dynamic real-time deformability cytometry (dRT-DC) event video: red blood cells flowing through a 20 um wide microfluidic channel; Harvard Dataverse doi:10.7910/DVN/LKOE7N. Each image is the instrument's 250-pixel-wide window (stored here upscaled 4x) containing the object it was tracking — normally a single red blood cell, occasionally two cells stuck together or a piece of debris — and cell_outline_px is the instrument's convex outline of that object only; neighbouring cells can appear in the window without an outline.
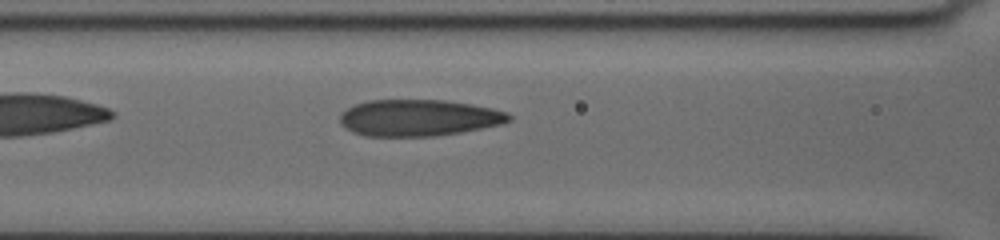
{"species": "human", "species_latin": "Homo sapiens", "temperature_condition": "cold", "stored_images_in_passage": 13, "camera_frame_rate_fps": 3000, "um_per_image_px": 0.085, "donor": {"sex": "female"}, "frame": {"image": 1, "passage_image": 5, "time_ms": 3.0, "image_size_px": [1000, 240], "cell_outline_px": [[512, 120], [500, 124], [460, 132], [432, 136], [364, 136], [352, 132], [344, 128], [340, 124], [340, 112], [356, 104], [368, 100], [444, 100], [472, 104], [492, 108], [508, 112], [512, 116]], "centroid_in_image_um": [35.56, 10.01], "position_along_channel_um": 131.0, "area_um2": 36.07}}
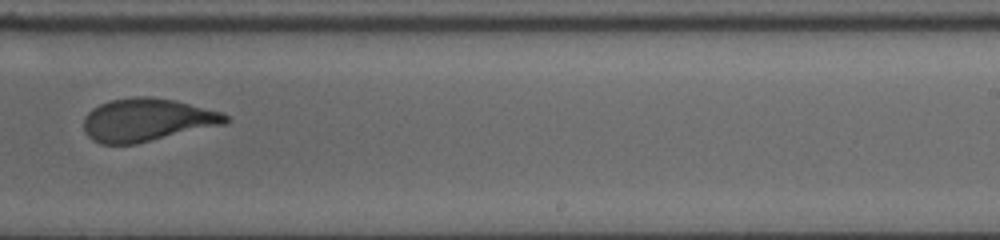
{"frame": {"image": 2, "passage_image": 10, "time_ms": 7.0, "image_size_px": [1000, 240], "cell_outline_px": [[228, 120], [224, 124], [136, 144], [100, 144], [92, 140], [84, 132], [84, 116], [92, 108], [100, 104], [112, 100], [136, 96], [148, 96], [172, 100], [224, 112], [228, 116]], "centroid_in_image_um": [12.46, 10.2], "position_along_channel_um": 276.5, "area_um2": 35.37}}
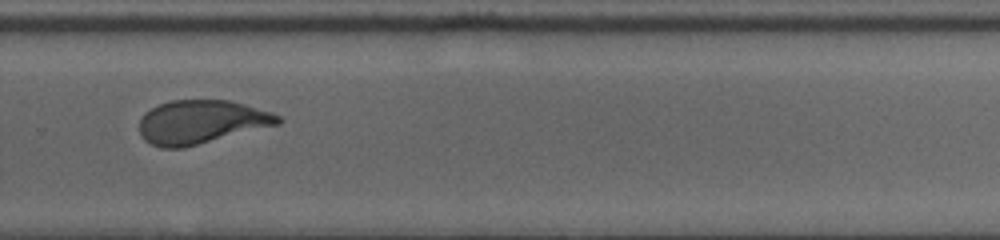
{"frame": {"image": 3, "passage_image": 12, "time_ms": 8.0, "image_size_px": [1000, 240], "cell_outline_px": [[284, 120], [280, 124], [184, 148], [160, 148], [144, 140], [140, 132], [140, 120], [152, 108], [160, 104], [172, 100], [228, 100], [272, 112], [280, 116]], "centroid_in_image_um": [17.14, 10.38], "position_along_channel_um": 312.7, "area_um2": 35.08}}